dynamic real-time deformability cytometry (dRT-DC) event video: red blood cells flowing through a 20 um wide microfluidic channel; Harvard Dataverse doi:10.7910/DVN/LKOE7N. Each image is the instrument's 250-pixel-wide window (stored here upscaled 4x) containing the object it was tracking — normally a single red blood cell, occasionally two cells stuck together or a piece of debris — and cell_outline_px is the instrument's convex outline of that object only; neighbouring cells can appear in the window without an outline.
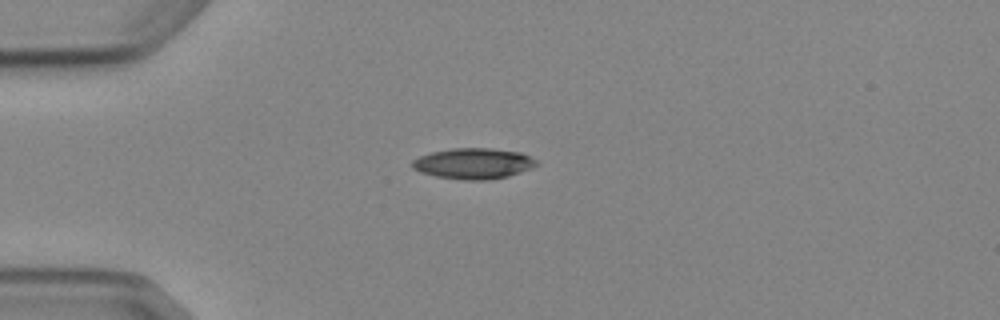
{"species": "Egyptian fruit bat (a non-hibernating species)", "species_latin": "Rousettus aegyptiacus", "temperature_condition": "cold", "stored_images_in_passage": 3, "camera_frame_rate_fps": 3000, "um_per_image_px": 0.085, "animal": {"sex": "female"}, "frame": {"image": 1, "passage_image": 1, "time_ms": 0.0, "image_size_px": [1000, 320], "cell_outline_px": [[540, 164], [520, 172], [508, 176], [488, 180], [464, 180], [436, 176], [420, 172], [412, 168], [412, 160], [420, 156], [432, 152], [452, 148], [492, 148], [520, 152], [536, 160]], "centroid_in_image_um": [40.24, 13.9], "position_along_channel_um": 44.8, "area_um2": 22.25}}
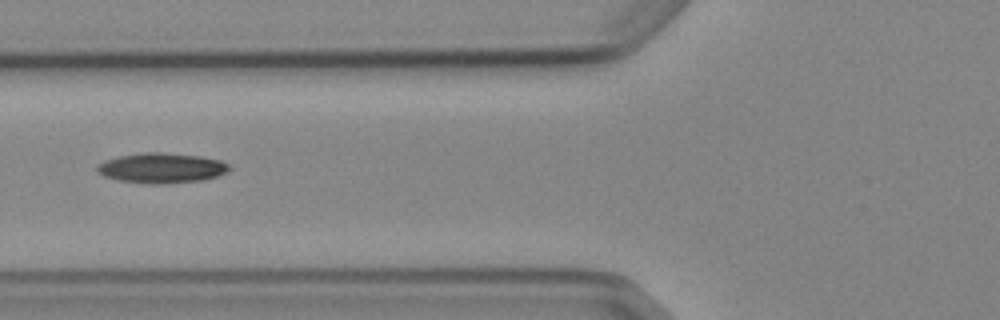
{"frame": {"image": 2, "passage_image": 3, "time_ms": 2.333, "image_size_px": [1000, 320], "cell_outline_px": [[232, 168], [228, 172], [216, 176], [200, 180], [152, 184], [120, 180], [104, 176], [96, 172], [96, 164], [104, 160], [120, 156], [144, 152], [160, 152], [200, 156], [220, 160], [228, 164]], "centroid_in_image_um": [13.71, 14.26], "position_along_channel_um": 112.1, "area_um2": 23.0}}